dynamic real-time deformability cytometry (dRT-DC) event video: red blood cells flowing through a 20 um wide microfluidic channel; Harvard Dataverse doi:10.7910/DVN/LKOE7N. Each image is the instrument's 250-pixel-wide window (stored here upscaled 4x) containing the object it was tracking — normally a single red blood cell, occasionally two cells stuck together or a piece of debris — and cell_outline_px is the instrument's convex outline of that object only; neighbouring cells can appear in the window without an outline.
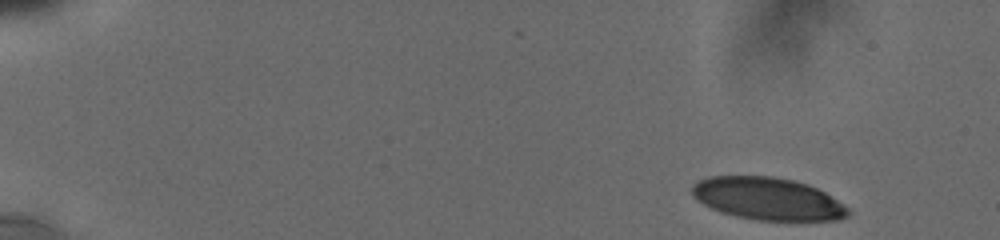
{"species": "human", "species_latin": "Homo sapiens", "temperature_condition": "cold", "stored_images_in_passage": 16, "camera_frame_rate_fps": 3000, "um_per_image_px": 0.085, "donor": {"sex": "male"}, "frame": {"image": 1, "passage_image": 1, "time_ms": 0.0, "image_size_px": [1000, 240], "cell_outline_px": [[852, 212], [848, 216], [836, 220], [756, 220], [736, 216], [720, 212], [704, 204], [692, 192], [692, 184], [696, 180], [708, 176], [772, 176], [792, 180], [808, 184], [824, 192], [848, 208]], "centroid_in_image_um": [65.25, 16.88], "position_along_channel_um": 19.8, "area_um2": 38.38}}
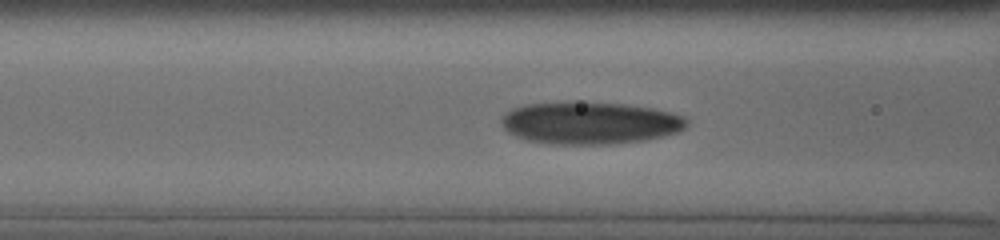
{"frame": {"image": 2, "passage_image": 13, "time_ms": 6.333, "image_size_px": [1000, 240], "cell_outline_px": [[688, 124], [684, 128], [676, 132], [664, 136], [644, 140], [612, 144], [552, 144], [528, 140], [516, 136], [508, 132], [504, 128], [500, 120], [500, 116], [504, 112], [512, 108], [524, 104], [564, 100], [624, 104], [652, 108], [684, 116], [688, 120]], "centroid_in_image_um": [50.08, 10.42], "position_along_channel_um": 116.5, "area_um2": 46.36}}
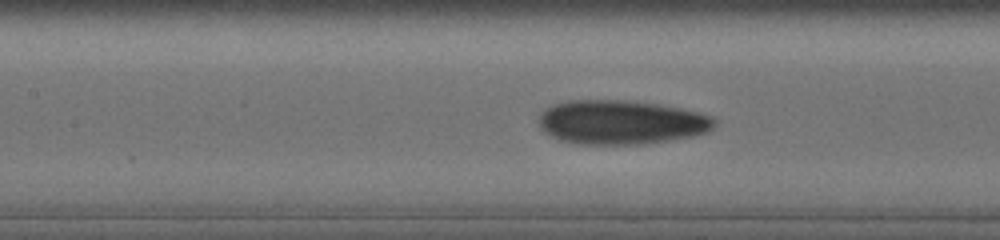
{"frame": {"image": 3, "passage_image": 15, "time_ms": 7.333, "image_size_px": [1000, 240], "cell_outline_px": [[716, 124], [708, 132], [692, 136], [644, 144], [576, 144], [560, 140], [552, 136], [540, 124], [540, 116], [548, 108], [556, 104], [568, 100], [620, 100], [656, 104], [680, 108], [712, 116], [716, 120]], "centroid_in_image_um": [52.84, 10.4], "position_along_channel_um": 154.6, "area_um2": 44.62}}